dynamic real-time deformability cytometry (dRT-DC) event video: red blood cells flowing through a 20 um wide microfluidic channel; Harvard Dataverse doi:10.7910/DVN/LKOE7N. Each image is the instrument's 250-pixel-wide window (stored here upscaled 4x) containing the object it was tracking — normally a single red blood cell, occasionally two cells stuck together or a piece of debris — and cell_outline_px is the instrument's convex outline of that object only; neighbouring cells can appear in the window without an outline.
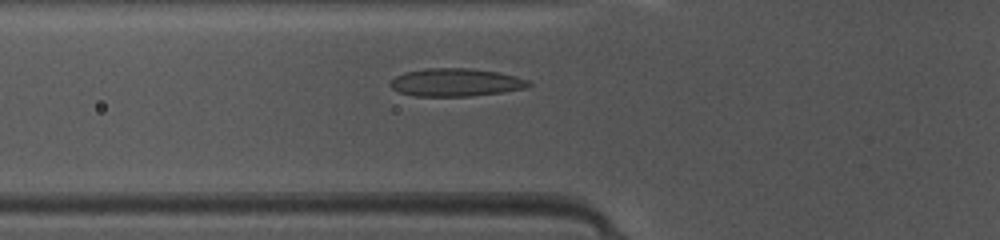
{"species": "common noctule bat (a hibernating species)", "species_latin": "Nyctalus noctula", "temperature_condition": "warm", "stored_images_in_passage": 29, "camera_frame_rate_fps": 3000, "um_per_image_px": 0.085, "animal": {"sex": "female", "body_mass_g": 10.0, "forearm_length_mm": 53.1}, "frame": {"image": 1, "passage_image": 3, "time_ms": 0.667, "image_size_px": [1000, 240], "cell_outline_px": [[532, 84], [528, 88], [504, 92], [472, 96], [416, 96], [400, 92], [392, 88], [388, 84], [396, 76], [404, 72], [424, 68], [468, 68], [496, 72], [516, 76], [528, 80]], "centroid_in_image_um": [38.76, 7.0], "position_along_channel_um": 87.0, "area_um2": 22.6}}
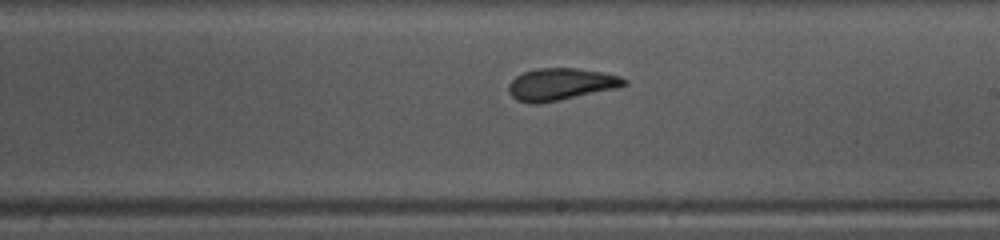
{"frame": {"image": 2, "passage_image": 14, "time_ms": 4.333, "image_size_px": [1000, 240], "cell_outline_px": [[628, 84], [616, 88], [560, 100], [536, 104], [532, 104], [516, 100], [508, 92], [508, 84], [516, 76], [524, 72], [536, 68], [576, 68], [600, 72], [620, 76], [628, 80]], "centroid_in_image_um": [47.65, 7.16], "position_along_channel_um": 241.4, "area_um2": 21.56}}
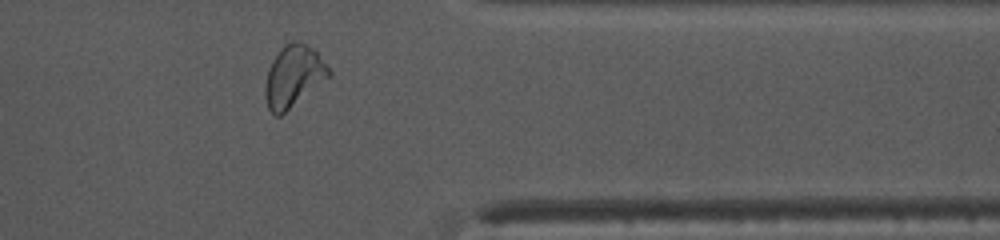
{"frame": {"image": 3, "passage_image": 25, "time_ms": 8.0, "image_size_px": [1000, 240], "cell_outline_px": [[332, 72], [328, 76], [280, 116], [276, 116], [268, 108], [264, 96], [264, 84], [268, 68], [272, 60], [284, 44], [292, 40], [300, 40], [308, 44], [316, 52]], "centroid_in_image_um": [24.89, 6.44], "position_along_channel_um": 386.5, "area_um2": 22.54}, "authors_computed_cell_mechanics": {"area_um2": 21.5016, "velocity_mm_per_s": 4.1801, "shape_relaxation_time_tau1_ms": 5.8084, "shape_relaxation_time_tau2_ms": 0.8706, "deformation_change_tau1": 0.1725, "deformation_change_tau2": 0.0464}}